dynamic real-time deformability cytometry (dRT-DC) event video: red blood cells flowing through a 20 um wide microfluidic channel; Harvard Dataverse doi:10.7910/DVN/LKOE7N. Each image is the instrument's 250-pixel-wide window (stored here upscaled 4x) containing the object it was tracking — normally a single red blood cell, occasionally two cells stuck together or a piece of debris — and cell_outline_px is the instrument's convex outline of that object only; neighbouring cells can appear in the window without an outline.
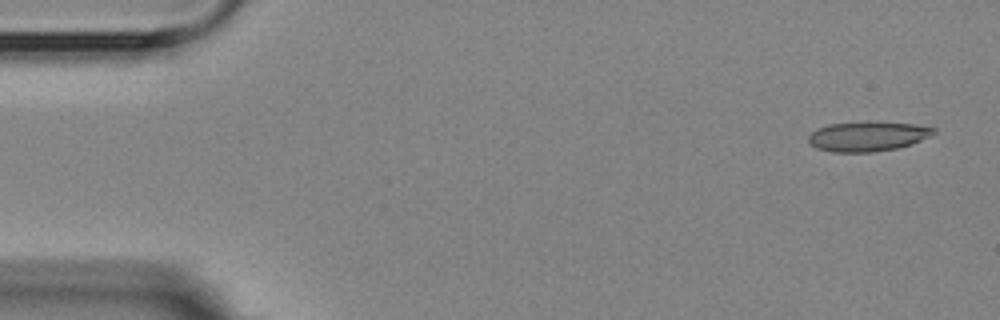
{"species": "Egyptian fruit bat (a non-hibernating species)", "species_latin": "Rousettus aegyptiacus", "temperature_condition": "room temperature", "stored_images_in_passage": 7, "camera_frame_rate_fps": 3000, "um_per_image_px": 0.085, "animal": {"sex": "female"}, "frame": {"image": 1, "passage_image": 1, "time_ms": 0.0, "image_size_px": [1000, 320], "cell_outline_px": [[936, 132], [912, 144], [896, 148], [872, 152], [832, 152], [816, 148], [808, 140], [808, 136], [816, 128], [828, 124], [868, 120], [912, 124], [936, 128]], "centroid_in_image_um": [73.72, 11.56], "position_along_channel_um": 11.3, "area_um2": 21.96}}
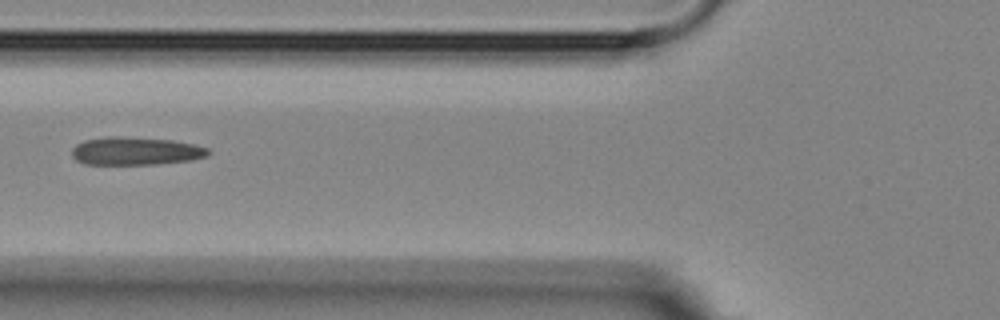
{"frame": {"image": 2, "passage_image": 6, "time_ms": 6.0, "image_size_px": [1000, 320], "cell_outline_px": [[212, 152], [208, 156], [192, 160], [156, 164], [84, 164], [76, 160], [72, 156], [72, 148], [76, 144], [84, 140], [108, 136], [116, 136], [172, 140], [192, 144], [208, 148]], "centroid_in_image_um": [11.53, 12.84], "position_along_channel_um": 114.3, "area_um2": 22.31}}
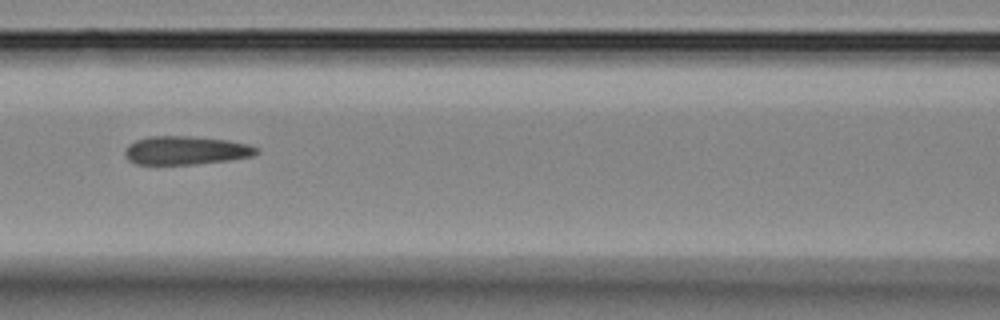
{"frame": {"image": 3, "passage_image": 7, "time_ms": 7.0, "image_size_px": [1000, 320], "cell_outline_px": [[260, 152], [252, 156], [228, 160], [196, 164], [136, 164], [128, 160], [124, 156], [124, 152], [128, 144], [136, 140], [148, 136], [192, 136], [228, 140], [248, 144], [260, 148]], "centroid_in_image_um": [15.79, 12.78], "position_along_channel_um": 150.8, "area_um2": 22.02}}